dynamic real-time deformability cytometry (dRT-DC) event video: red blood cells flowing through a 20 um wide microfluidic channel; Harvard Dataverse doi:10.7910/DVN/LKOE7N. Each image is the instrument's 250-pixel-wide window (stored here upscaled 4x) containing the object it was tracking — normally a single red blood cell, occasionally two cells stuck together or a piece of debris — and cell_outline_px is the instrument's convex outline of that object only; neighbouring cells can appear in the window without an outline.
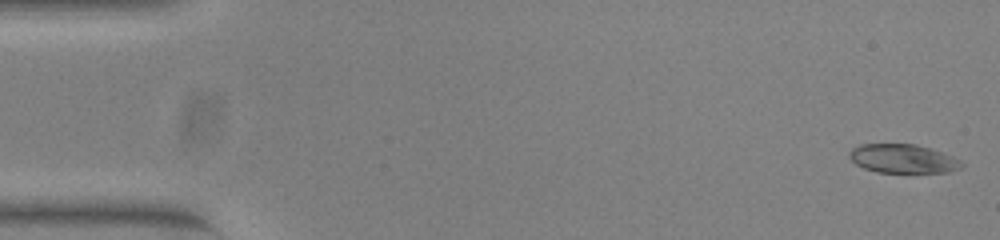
{"species": "common noctule bat (a hibernating species)", "species_latin": "Nyctalus noctula", "temperature_condition": "warm", "stored_images_in_passage": 52, "camera_frame_rate_fps": 3000, "um_per_image_px": 0.085, "animal": {"sex": "female", "body_mass_g": 23.0, "forearm_length_mm": 53.4}, "frame": {"image": 1, "passage_image": 1, "time_ms": 0.0, "image_size_px": [1000, 240], "cell_outline_px": [[964, 164], [960, 168], [948, 172], [876, 172], [864, 168], [856, 164], [848, 156], [848, 152], [852, 148], [860, 144], [916, 144], [932, 148], [952, 156], [960, 160]], "centroid_in_image_um": [76.74, 13.48], "position_along_channel_um": 8.3, "area_um2": 18.9}}
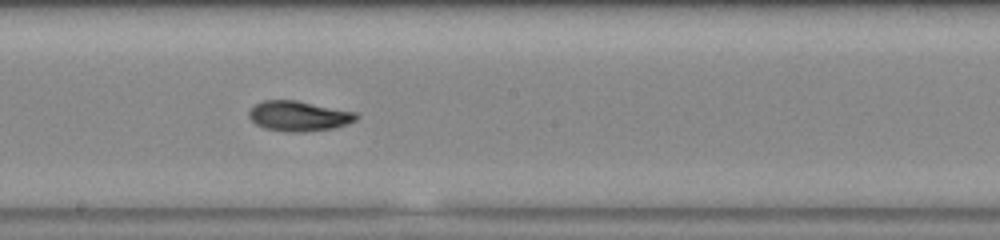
{"frame": {"image": 2, "passage_image": 28, "time_ms": 9.0, "image_size_px": [1000, 240], "cell_outline_px": [[360, 116], [356, 120], [332, 128], [304, 132], [288, 132], [264, 128], [256, 124], [248, 116], [248, 112], [256, 104], [264, 100], [296, 100], [356, 112]], "centroid_in_image_um": [25.38, 9.86], "position_along_channel_um": 222.8, "area_um2": 18.73}}
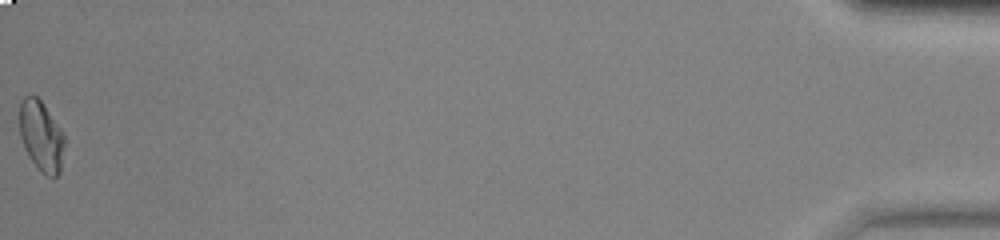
{"frame": {"image": 3, "passage_image": 52, "time_ms": 17.0, "image_size_px": [1000, 240], "cell_outline_px": [[68, 140], [60, 172], [56, 176], [48, 176], [40, 172], [28, 156], [20, 136], [20, 104], [24, 96], [36, 96], [44, 104], [64, 132]], "centroid_in_image_um": [3.57, 11.59], "position_along_channel_um": 431.6, "area_um2": 18.96}, "authors_computed_cell_mechanics": {"area_um2": 18.8139, "velocity_mm_per_s": 3.9197, "shape_relaxation_time_tau1_ms": 6.4755, "shape_relaxation_time_tau2_ms": 4.6104, "deformation_change_tau1": 0.1931, "deformation_change_tau2": 0.0944}}